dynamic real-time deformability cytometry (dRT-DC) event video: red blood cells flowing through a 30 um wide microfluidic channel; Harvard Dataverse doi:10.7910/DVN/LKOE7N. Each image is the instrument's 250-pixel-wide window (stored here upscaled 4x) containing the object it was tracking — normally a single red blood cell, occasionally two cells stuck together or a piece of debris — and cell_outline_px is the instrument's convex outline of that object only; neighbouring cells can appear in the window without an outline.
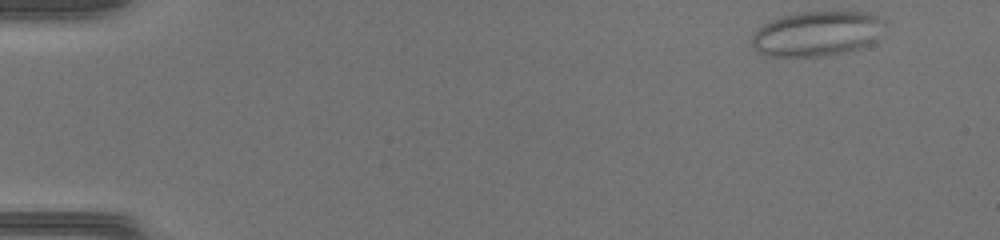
{"species": "common noctule bat (a hibernating species)", "species_latin": "Nyctalus noctula", "temperature_condition": "warm", "stored_images_in_passage": 43, "camera_frame_rate_fps": 3000, "um_per_image_px": 0.085, "animal": {"sex": "female", "body_mass_g": 17.0, "forearm_length_mm": 48.0}, "frame": {"image": 1, "passage_image": 1, "time_ms": 0.0, "image_size_px": [1000, 240], "cell_outline_px": [[884, 24], [872, 40], [868, 44], [860, 48], [844, 52], [824, 56], [768, 56], [760, 52], [752, 44], [752, 36], [764, 24], [772, 20], [784, 16], [804, 12], [868, 12], [884, 20]], "centroid_in_image_um": [69.42, 2.86], "position_along_channel_um": 15.6, "area_um2": 33.93}}
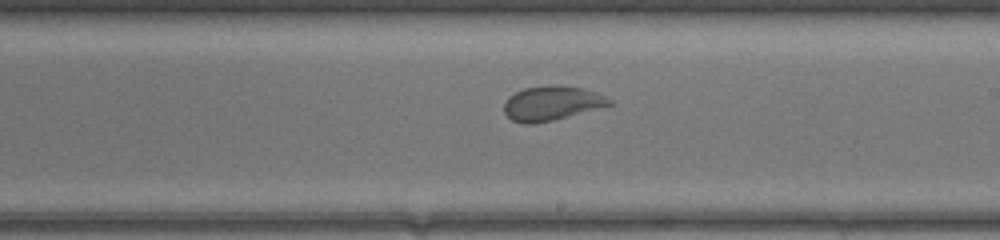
{"frame": {"image": 2, "passage_image": 25, "time_ms": 8.0, "image_size_px": [1000, 240], "cell_outline_px": [[612, 104], [552, 120], [532, 124], [524, 124], [512, 120], [504, 112], [504, 104], [508, 96], [524, 88], [580, 88], [604, 96], [612, 100]], "centroid_in_image_um": [46.82, 8.83], "position_along_channel_um": 242.2, "area_um2": 19.88}}
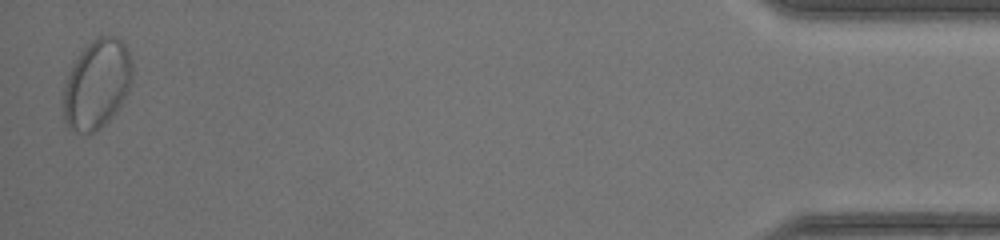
{"frame": {"image": 3, "passage_image": 43, "time_ms": 14.0, "image_size_px": [1000, 240], "cell_outline_px": [[132, 72], [128, 88], [124, 96], [108, 120], [104, 124], [92, 132], [80, 132], [64, 124], [64, 88], [68, 76], [80, 52], [88, 44], [100, 36], [116, 36], [128, 48], [132, 60]], "centroid_in_image_um": [8.23, 7.12], "position_along_channel_um": 427.0, "area_um2": 34.8}}